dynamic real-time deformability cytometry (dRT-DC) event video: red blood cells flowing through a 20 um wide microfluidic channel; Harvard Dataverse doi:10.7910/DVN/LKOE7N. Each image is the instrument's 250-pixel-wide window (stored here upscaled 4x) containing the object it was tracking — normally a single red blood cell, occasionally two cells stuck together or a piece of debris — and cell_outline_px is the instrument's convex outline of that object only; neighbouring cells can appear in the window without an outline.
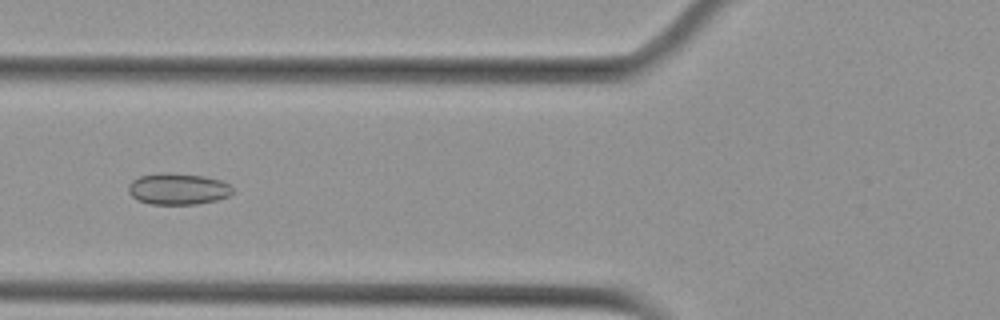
{"species": "Egyptian fruit bat (a non-hibernating species)", "species_latin": "Rousettus aegyptiacus", "temperature_condition": "cold", "stored_images_in_passage": 14, "camera_frame_rate_fps": 3000, "um_per_image_px": 0.085, "animal": {"sex": "female"}, "frame": {"image": 1, "passage_image": 5, "time_ms": 1.333, "image_size_px": [1000, 320], "cell_outline_px": [[232, 192], [228, 196], [216, 200], [196, 204], [148, 204], [136, 200], [128, 192], [128, 184], [132, 180], [140, 176], [160, 172], [164, 172], [204, 176], [220, 180], [228, 184], [232, 188]], "centroid_in_image_um": [15.07, 16.06], "position_along_channel_um": 110.7, "area_um2": 19.13}}
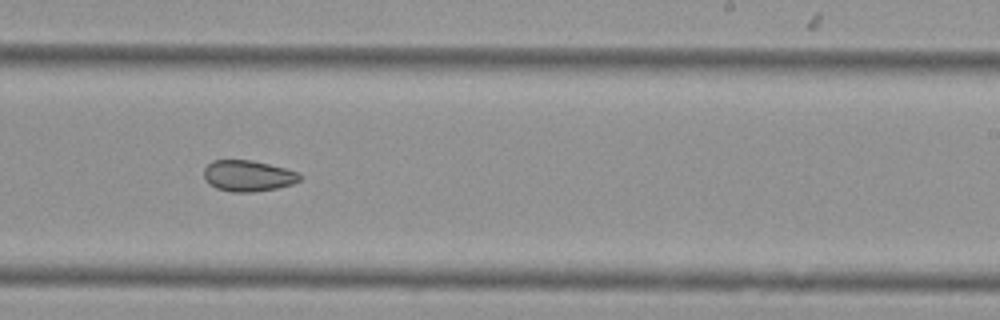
{"frame": {"image": 2, "passage_image": 9, "time_ms": 2.667, "image_size_px": [1000, 320], "cell_outline_px": [[304, 176], [300, 180], [292, 184], [276, 188], [252, 192], [232, 192], [216, 188], [204, 176], [204, 168], [212, 160], [252, 160], [300, 172]], "centroid_in_image_um": [21.13, 14.94], "position_along_channel_um": 267.9, "area_um2": 17.28}}
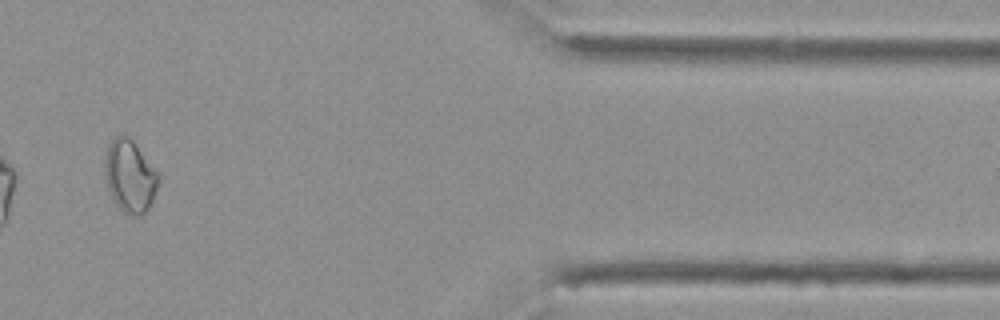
{"frame": {"image": 3, "passage_image": 12, "time_ms": 3.667, "image_size_px": [1000, 320], "cell_outline_px": [[160, 180], [152, 200], [148, 208], [140, 216], [132, 216], [124, 212], [116, 204], [108, 188], [104, 164], [108, 148], [112, 140], [116, 136], [124, 132], [132, 140], [160, 176]], "centroid_in_image_um": [11.05, 14.97], "position_along_channel_um": 400.4, "area_um2": 22.2}}